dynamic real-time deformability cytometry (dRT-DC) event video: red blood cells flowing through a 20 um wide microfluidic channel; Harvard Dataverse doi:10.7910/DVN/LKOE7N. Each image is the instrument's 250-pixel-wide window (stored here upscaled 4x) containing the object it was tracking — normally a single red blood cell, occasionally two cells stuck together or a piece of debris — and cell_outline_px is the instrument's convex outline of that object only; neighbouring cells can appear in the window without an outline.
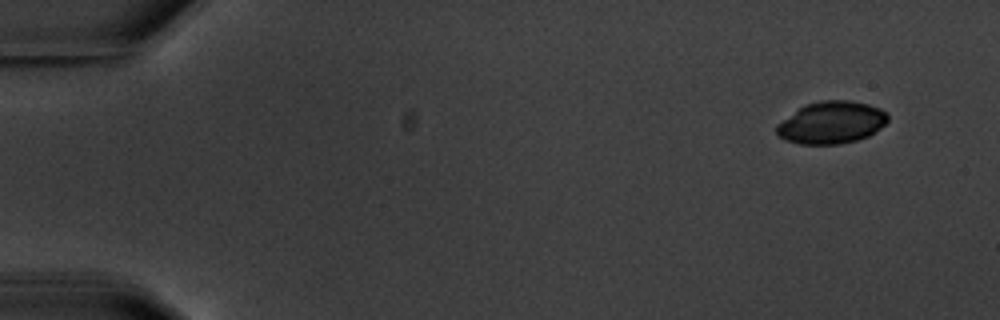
{"species": "common noctule bat (a hibernating species)", "species_latin": "Nyctalus noctula", "temperature_condition": "warm", "stored_images_in_passage": 2, "camera_frame_rate_fps": 3000, "um_per_image_px": 0.085, "animal": {"sex": "male", "body_mass_g": 20.1, "forearm_length_mm": 53.5}, "frame": {"image": 1, "passage_image": 1, "time_ms": 0.0, "image_size_px": [1000, 320], "cell_outline_px": [[888, 120], [876, 132], [868, 136], [856, 140], [840, 144], [800, 144], [784, 140], [776, 132], [776, 124], [804, 104], [820, 100], [848, 100], [868, 104], [880, 108], [888, 116]], "centroid_in_image_um": [70.65, 10.41], "position_along_channel_um": 14.3, "area_um2": 27.46}}